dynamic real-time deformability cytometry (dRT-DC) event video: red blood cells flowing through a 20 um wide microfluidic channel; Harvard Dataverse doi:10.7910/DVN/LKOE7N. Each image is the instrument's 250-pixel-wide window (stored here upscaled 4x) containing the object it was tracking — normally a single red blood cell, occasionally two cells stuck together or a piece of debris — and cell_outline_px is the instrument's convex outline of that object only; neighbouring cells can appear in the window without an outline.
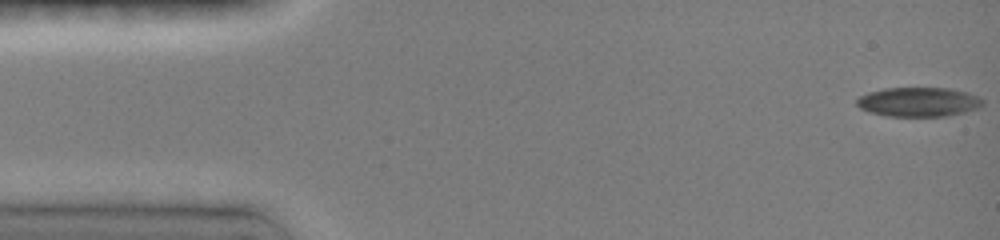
{"species": "common noctule bat (a hibernating species)", "species_latin": "Nyctalus noctula", "temperature_condition": "room temperature", "stored_images_in_passage": 42, "camera_frame_rate_fps": 3000, "um_per_image_px": 0.085, "animal": {"sex": "female", "body_mass_g": 19.0, "forearm_length_mm": 51.5}, "frame": {"image": 1, "passage_image": 1, "time_ms": 0.0, "image_size_px": [1000, 240], "cell_outline_px": [[984, 104], [980, 108], [964, 112], [944, 116], [888, 116], [868, 112], [860, 108], [856, 104], [856, 100], [860, 96], [868, 92], [884, 88], [948, 88], [968, 92], [984, 100]], "centroid_in_image_um": [78.08, 8.66], "position_along_channel_um": 6.9, "area_um2": 21.62}}
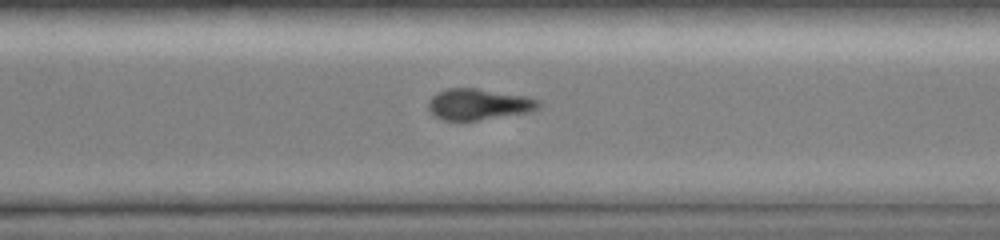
{"frame": {"image": 2, "passage_image": 30, "time_ms": 11.0, "image_size_px": [1000, 240], "cell_outline_px": [[540, 108], [532, 112], [476, 120], [444, 120], [436, 116], [428, 108], [428, 100], [436, 92], [448, 88], [476, 88], [528, 96], [540, 100]], "centroid_in_image_um": [40.72, 8.85], "position_along_channel_um": 329.9, "area_um2": 20.11}}
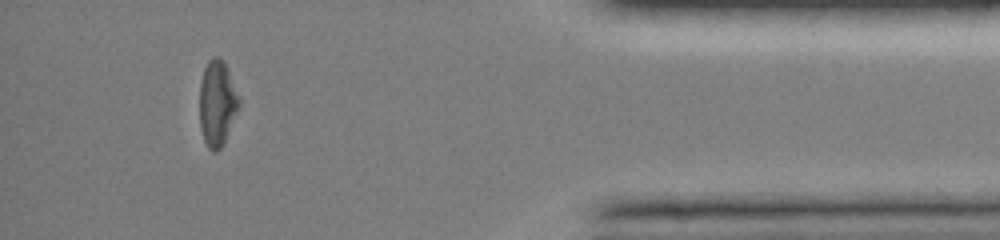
{"frame": {"image": 3, "passage_image": 38, "time_ms": 14.0, "image_size_px": [1000, 240], "cell_outline_px": [[240, 108], [220, 148], [216, 152], [212, 152], [208, 148], [204, 140], [200, 128], [200, 80], [204, 68], [208, 60], [212, 56], [220, 56], [224, 60], [240, 100]], "centroid_in_image_um": [18.45, 8.74], "position_along_channel_um": 416.7, "area_um2": 19.77}, "authors_computed_cell_mechanics": {"area_um2": 21.7617, "velocity_mm_per_s": 4.0376, "shape_relaxation_time_tau1_ms": 4.0998, "shape_relaxation_time_tau2_ms": null, "deformation_change_tau1": 0.1325, "deformation_change_tau2": null}}